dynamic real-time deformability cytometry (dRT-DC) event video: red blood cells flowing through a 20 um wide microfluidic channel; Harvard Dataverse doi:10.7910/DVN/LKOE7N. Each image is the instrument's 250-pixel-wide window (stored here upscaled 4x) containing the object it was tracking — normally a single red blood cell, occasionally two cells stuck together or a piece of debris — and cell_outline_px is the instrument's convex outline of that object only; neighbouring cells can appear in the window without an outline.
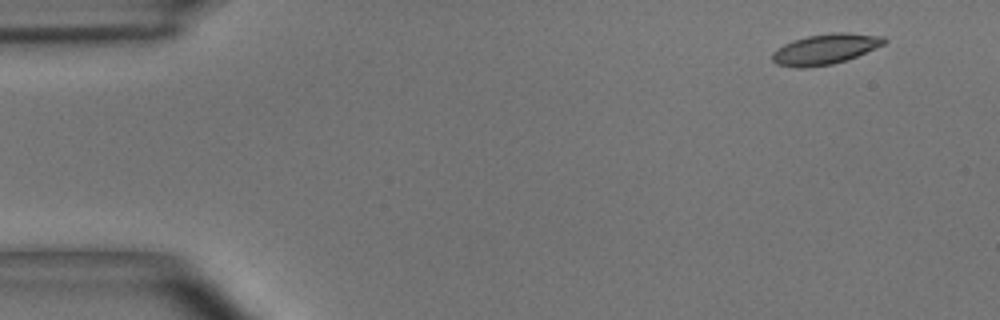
{"species": "common noctule bat (a hibernating species)", "species_latin": "Nyctalus noctula", "temperature_condition": "room temperature", "stored_images_in_passage": 5, "camera_frame_rate_fps": 3000, "um_per_image_px": 0.085, "animal": {"sex": "male", "body_mass_g": 15.6}, "frame": {"image": 1, "passage_image": 1, "time_ms": 0.0, "image_size_px": [1000, 320], "cell_outline_px": [[888, 40], [884, 44], [856, 56], [832, 64], [804, 68], [800, 68], [776, 64], [772, 60], [772, 52], [776, 48], [792, 40], [808, 36], [832, 32], [848, 32], [884, 36]], "centroid_in_image_um": [70.13, 4.16], "position_along_channel_um": 14.9, "area_um2": 19.83}}